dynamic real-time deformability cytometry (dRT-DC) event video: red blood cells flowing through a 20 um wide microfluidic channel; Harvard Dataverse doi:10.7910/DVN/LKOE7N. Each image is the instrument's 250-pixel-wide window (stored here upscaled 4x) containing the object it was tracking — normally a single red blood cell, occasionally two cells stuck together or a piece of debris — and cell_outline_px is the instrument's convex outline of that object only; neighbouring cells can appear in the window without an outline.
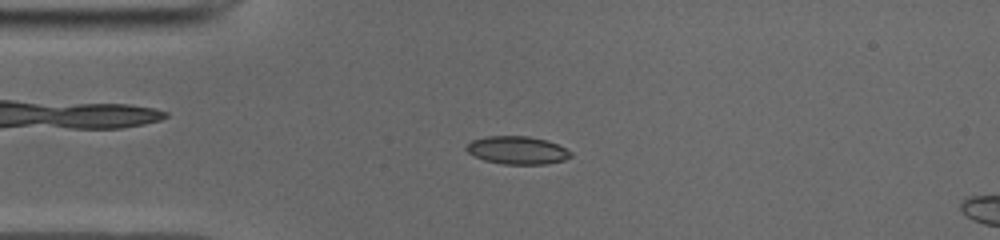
{"species": "common noctule bat (a hibernating species)", "species_latin": "Nyctalus noctula", "temperature_condition": "cold", "stored_images_in_passage": 49, "camera_frame_rate_fps": 3000, "um_per_image_px": 0.085, "animal": {"sex": "male", "body_mass_g": 19.0, "forearm_length_mm": 50.8}, "frame": {"image": 1, "passage_image": 11, "time_ms": 3.333, "image_size_px": [1000, 240], "cell_outline_px": [[572, 156], [564, 160], [548, 164], [504, 164], [484, 160], [468, 152], [464, 148], [472, 140], [488, 136], [528, 136], [548, 140], [572, 152]], "centroid_in_image_um": [43.99, 12.77], "position_along_channel_um": 41.0, "area_um2": 16.94}}
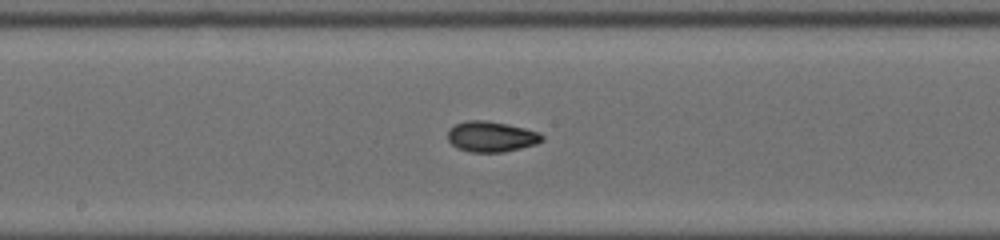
{"frame": {"image": 2, "passage_image": 25, "time_ms": 8.0, "image_size_px": [1000, 240], "cell_outline_px": [[544, 140], [536, 144], [504, 152], [468, 152], [456, 148], [448, 140], [448, 128], [456, 124], [468, 120], [484, 120], [524, 128], [540, 132], [544, 136]], "centroid_in_image_um": [41.75, 11.62], "position_along_channel_um": 206.5, "area_um2": 16.82}}
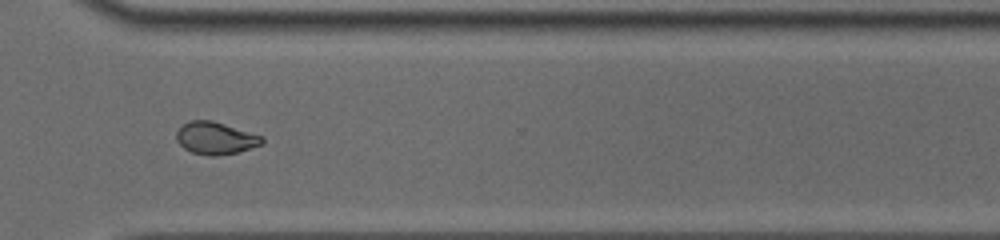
{"frame": {"image": 3, "passage_image": 36, "time_ms": 11.667, "image_size_px": [1000, 240], "cell_outline_px": [[264, 144], [240, 152], [216, 156], [208, 156], [192, 152], [184, 148], [176, 140], [176, 132], [184, 124], [192, 120], [212, 120], [264, 136]], "centroid_in_image_um": [18.36, 11.75], "position_along_channel_um": 352.2, "area_um2": 16.3}, "authors_computed_cell_mechanics": {"area_um2": 16.5886, "velocity_mm_per_s": 3.9582, "shape_relaxation_time_tau1_ms": 9.5519, "shape_relaxation_time_tau2_ms": 2.4173, "deformation_change_tau1": 0.2221, "deformation_change_tau2": 0.0654}}